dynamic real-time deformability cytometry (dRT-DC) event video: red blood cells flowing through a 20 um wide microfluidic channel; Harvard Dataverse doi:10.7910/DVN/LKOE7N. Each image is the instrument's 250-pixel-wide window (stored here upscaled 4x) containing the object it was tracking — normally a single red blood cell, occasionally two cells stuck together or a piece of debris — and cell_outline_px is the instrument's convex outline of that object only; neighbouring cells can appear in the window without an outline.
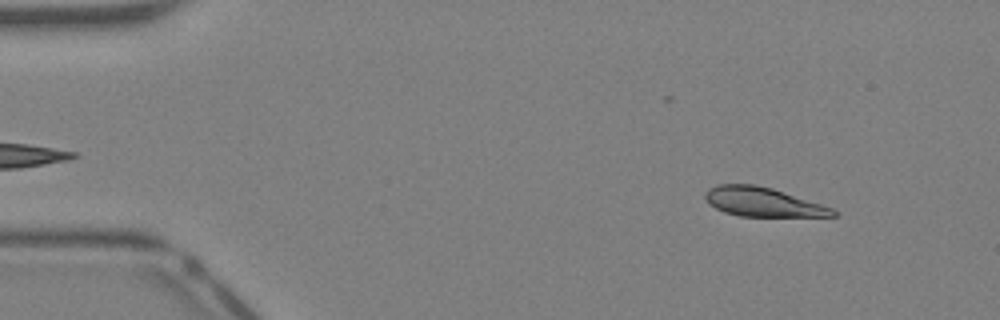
{"species": "Egyptian fruit bat (a non-hibernating species)", "species_latin": "Rousettus aegyptiacus", "temperature_condition": "warm", "stored_images_in_passage": 40, "camera_frame_rate_fps": 3000, "um_per_image_px": 0.085, "animal": {"sex": "female"}, "frame": {"image": 1, "passage_image": 4, "time_ms": 1.0, "image_size_px": [1000, 320], "cell_outline_px": [[836, 216], [740, 216], [724, 212], [708, 204], [704, 196], [704, 192], [708, 188], [716, 184], [756, 184], [772, 188], [832, 208], [836, 212]], "centroid_in_image_um": [64.75, 17.15], "position_along_channel_um": 20.2, "area_um2": 21.56}}
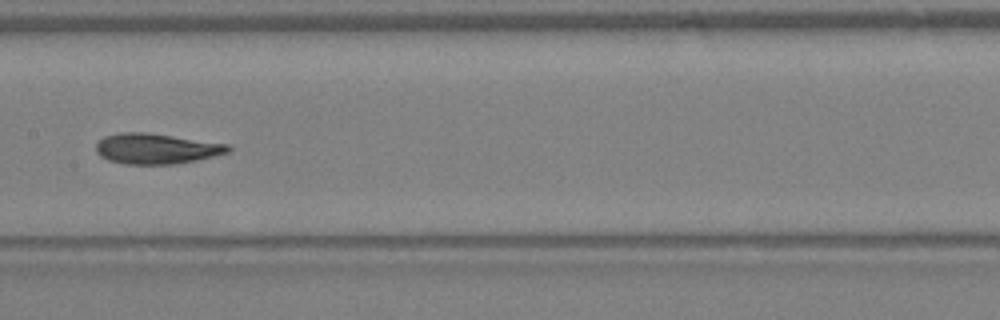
{"frame": {"image": 2, "passage_image": 20, "time_ms": 6.333, "image_size_px": [1000, 320], "cell_outline_px": [[232, 148], [228, 152], [196, 160], [172, 164], [124, 164], [108, 160], [100, 156], [96, 152], [96, 144], [104, 136], [120, 132], [148, 132], [228, 144]], "centroid_in_image_um": [13.25, 12.63], "position_along_channel_um": 194.2, "area_um2": 23.41}}
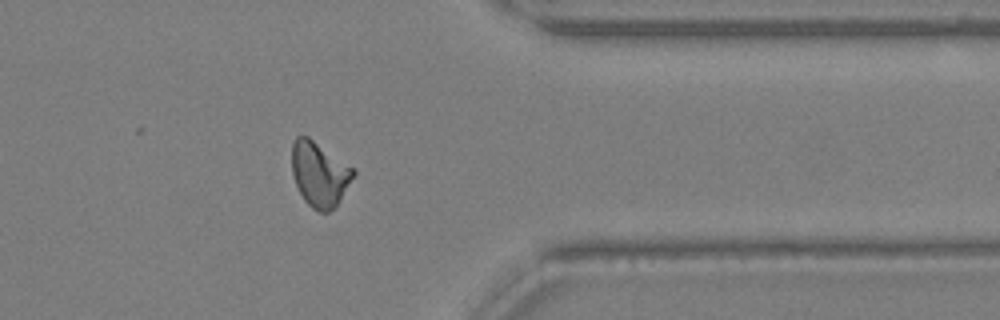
{"frame": {"image": 3, "passage_image": 32, "time_ms": 10.333, "image_size_px": [1000, 320], "cell_outline_px": [[356, 172], [336, 204], [328, 212], [320, 212], [312, 208], [304, 200], [296, 184], [292, 172], [292, 144], [296, 136], [308, 136], [356, 168]], "centroid_in_image_um": [27.15, 14.76], "position_along_channel_um": 384.2, "area_um2": 23.06}}